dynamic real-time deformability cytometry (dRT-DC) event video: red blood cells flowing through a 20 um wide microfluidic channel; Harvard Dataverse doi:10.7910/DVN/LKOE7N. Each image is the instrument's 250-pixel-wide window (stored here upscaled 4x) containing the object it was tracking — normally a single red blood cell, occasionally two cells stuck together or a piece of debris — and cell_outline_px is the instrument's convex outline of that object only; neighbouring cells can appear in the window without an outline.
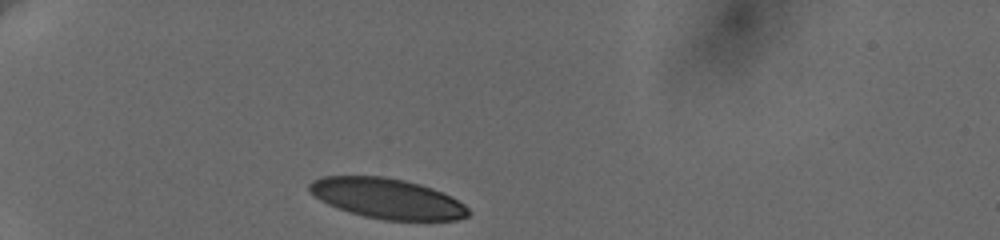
{"species": "human", "species_latin": "Homo sapiens", "temperature_condition": "cold", "stored_images_in_passage": 34, "camera_frame_rate_fps": 3000, "um_per_image_px": 0.085, "donor": {"sex": "female"}, "frame": {"image": 1, "passage_image": 1, "time_ms": 0.0, "image_size_px": [1000, 240], "cell_outline_px": [[472, 212], [468, 216], [456, 220], [384, 220], [364, 216], [348, 212], [336, 208], [320, 200], [308, 192], [308, 184], [312, 180], [324, 176], [384, 176], [404, 180], [420, 184], [432, 188], [464, 204]], "centroid_in_image_um": [32.86, 16.87], "position_along_channel_um": 52.1, "area_um2": 37.34}}
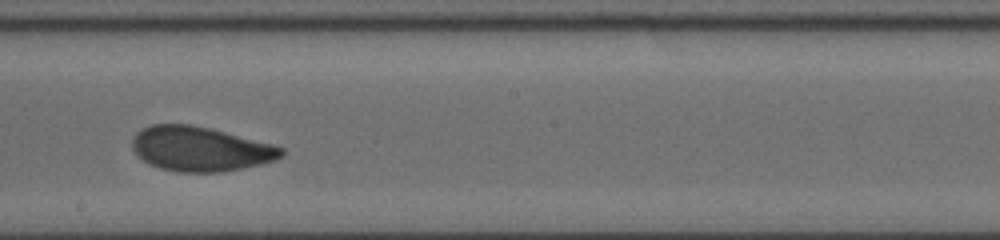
{"frame": {"image": 2, "passage_image": 19, "time_ms": 6.0, "image_size_px": [1000, 240], "cell_outline_px": [[284, 156], [276, 160], [260, 164], [220, 172], [180, 172], [160, 168], [148, 164], [136, 156], [132, 148], [132, 140], [136, 132], [152, 124], [192, 124], [272, 144], [284, 148]], "centroid_in_image_um": [16.99, 12.66], "position_along_channel_um": 231.2, "area_um2": 38.67}}
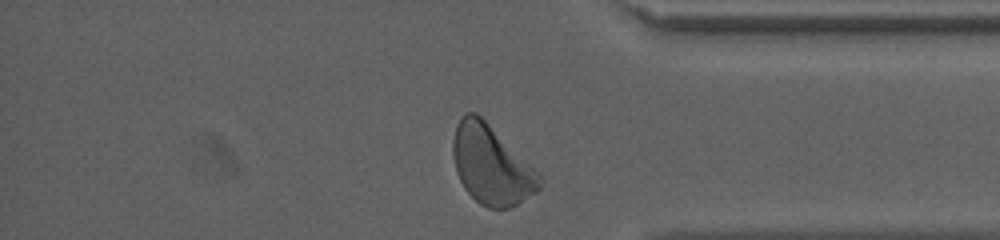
{"frame": {"image": 3, "passage_image": 33, "time_ms": 10.667, "image_size_px": [1000, 240], "cell_outline_px": [[540, 188], [536, 192], [516, 204], [508, 208], [488, 208], [480, 204], [464, 188], [456, 172], [452, 152], [452, 140], [456, 124], [460, 116], [468, 112], [476, 112], [540, 172]], "centroid_in_image_um": [41.74, 14.0], "position_along_channel_um": 393.5, "area_um2": 39.71}, "authors_computed_cell_mechanics": {"area_um2": 38.9572, "velocity_mm_per_s": 3.6073, "shape_relaxation_time_tau1_ms": 4.0416, "shape_relaxation_time_tau2_ms": 1.2085, "deformation_change_tau1": 0.1283, "deformation_change_tau2": 0.0594}}